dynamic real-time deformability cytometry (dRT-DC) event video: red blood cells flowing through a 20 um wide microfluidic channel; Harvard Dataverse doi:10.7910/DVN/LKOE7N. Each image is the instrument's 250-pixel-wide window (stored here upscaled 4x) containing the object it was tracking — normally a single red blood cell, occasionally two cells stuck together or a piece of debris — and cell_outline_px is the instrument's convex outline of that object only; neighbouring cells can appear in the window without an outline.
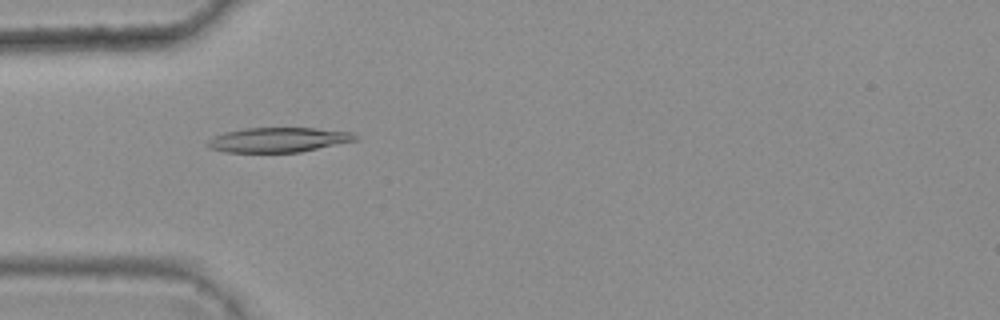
{"species": "common noctule bat (a hibernating species)", "species_latin": "Nyctalus noctula", "temperature_condition": "warm", "stored_images_in_passage": 8, "camera_frame_rate_fps": 3000, "um_per_image_px": 0.085, "animal": {"sex": "female", "body_mass_g": 25.1}, "frame": {"image": 1, "passage_image": 4, "time_ms": 1.0, "image_size_px": [1000, 320], "cell_outline_px": [[360, 136], [356, 140], [300, 152], [224, 152], [208, 148], [204, 144], [212, 136], [224, 132], [244, 128], [316, 128], [352, 132]], "centroid_in_image_um": [23.61, 11.88], "position_along_channel_um": 61.4, "area_um2": 21.44}}
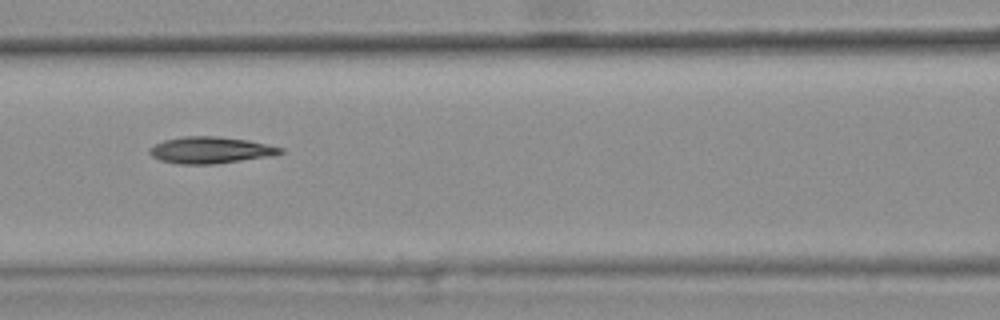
{"frame": {"image": 2, "passage_image": 6, "time_ms": 1.667, "image_size_px": [1000, 320], "cell_outline_px": [[284, 152], [264, 156], [216, 164], [176, 164], [160, 160], [152, 156], [148, 152], [148, 148], [164, 140], [184, 136], [220, 136], [248, 140], [284, 148]], "centroid_in_image_um": [17.82, 12.75], "position_along_channel_um": 148.8, "area_um2": 20.11}}
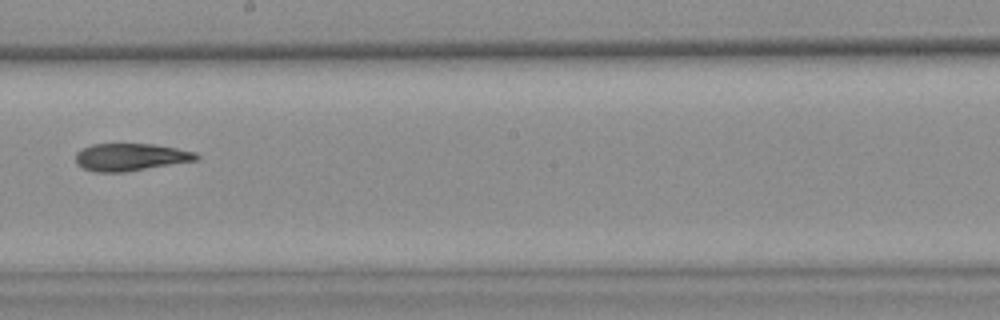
{"frame": {"image": 3, "passage_image": 8, "time_ms": 2.333, "image_size_px": [1000, 320], "cell_outline_px": [[200, 156], [196, 160], [124, 172], [96, 172], [84, 168], [76, 164], [76, 152], [80, 148], [92, 144], [156, 144], [196, 152]], "centroid_in_image_um": [11.06, 13.34], "position_along_channel_um": 237.1, "area_um2": 19.25}}